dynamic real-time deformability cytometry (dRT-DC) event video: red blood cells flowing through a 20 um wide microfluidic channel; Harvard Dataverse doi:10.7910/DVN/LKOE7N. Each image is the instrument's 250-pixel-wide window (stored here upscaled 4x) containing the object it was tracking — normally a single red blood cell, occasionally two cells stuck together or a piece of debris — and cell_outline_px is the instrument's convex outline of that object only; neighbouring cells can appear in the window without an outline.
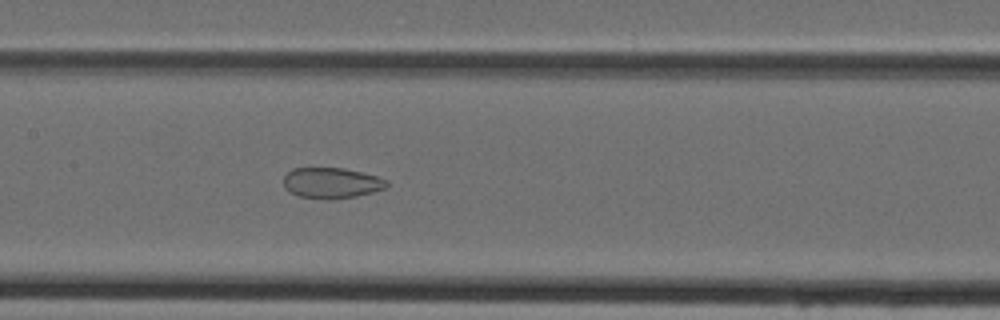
{"species": "Egyptian fruit bat (a non-hibernating species)", "species_latin": "Rousettus aegyptiacus", "temperature_condition": "cold", "stored_images_in_passage": 47, "camera_frame_rate_fps": 3000, "um_per_image_px": 0.085, "animal": {"sex": "female"}, "frame": {"image": 1, "passage_image": 23, "time_ms": 7.333, "image_size_px": [1000, 320], "cell_outline_px": [[388, 188], [356, 196], [300, 196], [284, 188], [284, 176], [292, 168], [344, 168], [376, 176], [388, 180]], "centroid_in_image_um": [28.21, 15.49], "position_along_channel_um": 179.2, "area_um2": 17.63}}
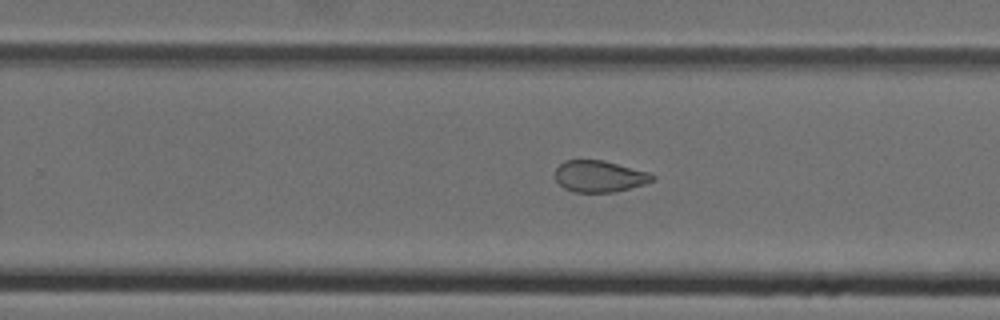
{"frame": {"image": 2, "passage_image": 30, "time_ms": 9.667, "image_size_px": [1000, 320], "cell_outline_px": [[656, 176], [652, 180], [644, 184], [616, 192], [576, 192], [564, 188], [556, 180], [556, 168], [564, 160], [604, 160], [648, 172]], "centroid_in_image_um": [50.95, 14.98], "position_along_channel_um": 278.9, "area_um2": 17.74}}
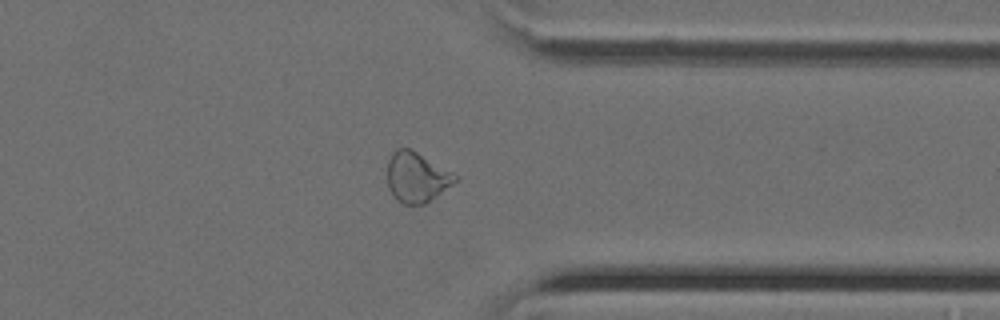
{"frame": {"image": 3, "passage_image": 37, "time_ms": 12.0, "image_size_px": [1000, 320], "cell_outline_px": [[456, 180], [452, 184], [436, 196], [424, 204], [404, 204], [396, 200], [388, 184], [388, 160], [392, 152], [396, 148], [408, 148], [416, 152], [452, 172], [456, 176]], "centroid_in_image_um": [35.38, 15.06], "position_along_channel_um": 376.0, "area_um2": 19.31}}